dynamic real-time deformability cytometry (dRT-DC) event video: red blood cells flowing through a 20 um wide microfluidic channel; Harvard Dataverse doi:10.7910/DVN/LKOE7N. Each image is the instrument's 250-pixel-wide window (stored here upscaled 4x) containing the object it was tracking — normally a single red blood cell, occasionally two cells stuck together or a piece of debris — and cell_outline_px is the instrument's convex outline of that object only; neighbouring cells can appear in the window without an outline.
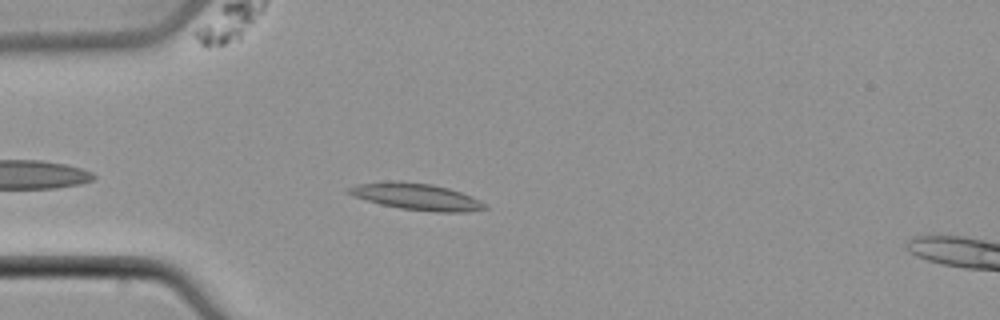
{"species": "common noctule bat (a hibernating species)", "species_latin": "Nyctalus noctula", "temperature_condition": "cold", "stored_images_in_passage": 41, "camera_frame_rate_fps": 3000, "um_per_image_px": 0.085, "animal": {"sex": "male", "body_mass_g": 21.5, "forearm_length_mm": 52.0}, "frame": {"image": 1, "passage_image": 5, "time_ms": 1.333, "image_size_px": [1000, 320], "cell_outline_px": [[488, 208], [468, 212], [436, 212], [400, 208], [380, 204], [352, 196], [344, 192], [344, 188], [356, 184], [432, 184], [448, 188], [460, 192], [480, 200], [488, 204]], "centroid_in_image_um": [35.45, 16.77], "position_along_channel_um": 49.5, "area_um2": 20.29}}
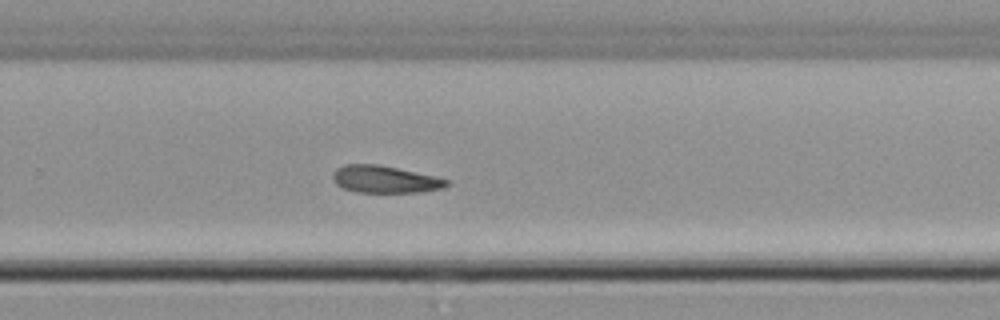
{"frame": {"image": 2, "passage_image": 24, "time_ms": 7.667, "image_size_px": [1000, 320], "cell_outline_px": [[448, 184], [444, 188], [416, 192], [356, 192], [344, 188], [336, 184], [332, 180], [332, 172], [336, 168], [344, 164], [380, 164], [436, 176], [448, 180]], "centroid_in_image_um": [32.68, 15.23], "position_along_channel_um": 297.1, "area_um2": 18.15}}
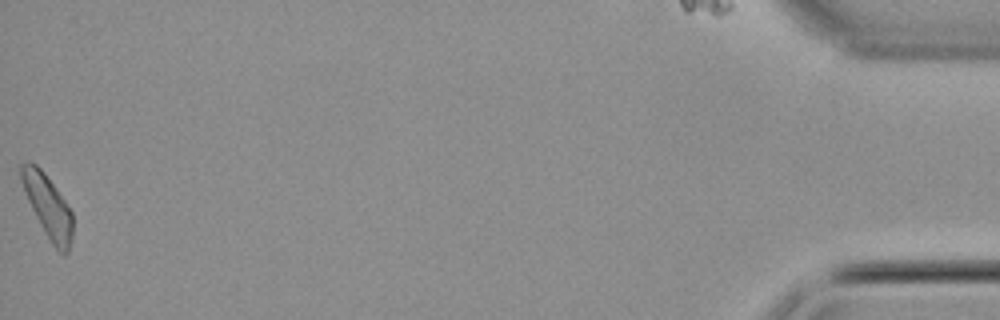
{"frame": {"image": 3, "passage_image": 41, "time_ms": 13.333, "image_size_px": [1000, 320], "cell_outline_px": [[72, 240], [68, 252], [64, 256], [52, 244], [44, 232], [28, 200], [20, 176], [20, 164], [28, 160], [36, 164], [44, 172], [56, 188], [72, 212]], "centroid_in_image_um": [4.07, 17.53], "position_along_channel_um": 431.1, "area_um2": 18.55}}